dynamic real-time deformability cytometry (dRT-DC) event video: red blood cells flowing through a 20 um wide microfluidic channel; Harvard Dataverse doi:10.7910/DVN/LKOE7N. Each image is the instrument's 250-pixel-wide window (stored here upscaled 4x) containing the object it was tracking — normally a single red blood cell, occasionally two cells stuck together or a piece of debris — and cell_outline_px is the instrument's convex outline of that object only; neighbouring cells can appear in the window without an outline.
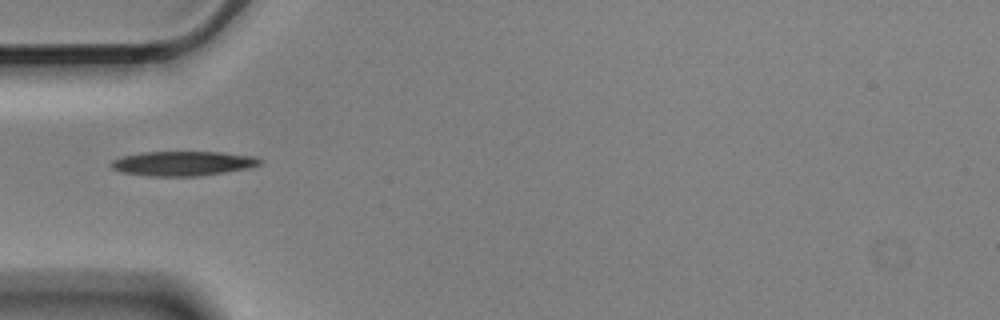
{"species": "Egyptian fruit bat (a non-hibernating species)", "species_latin": "Rousettus aegyptiacus", "temperature_condition": "cold", "stored_images_in_passage": 9, "camera_frame_rate_fps": 3000, "um_per_image_px": 0.085, "animal": {"sex": "male"}, "frame": {"image": 1, "passage_image": 4, "time_ms": 1.0, "image_size_px": [1000, 320], "cell_outline_px": [[264, 160], [260, 164], [248, 168], [200, 176], [148, 176], [120, 172], [112, 168], [112, 160], [120, 156], [140, 152], [220, 152], [256, 156]], "centroid_in_image_um": [15.54, 13.89], "position_along_channel_um": 69.5, "area_um2": 21.44}}
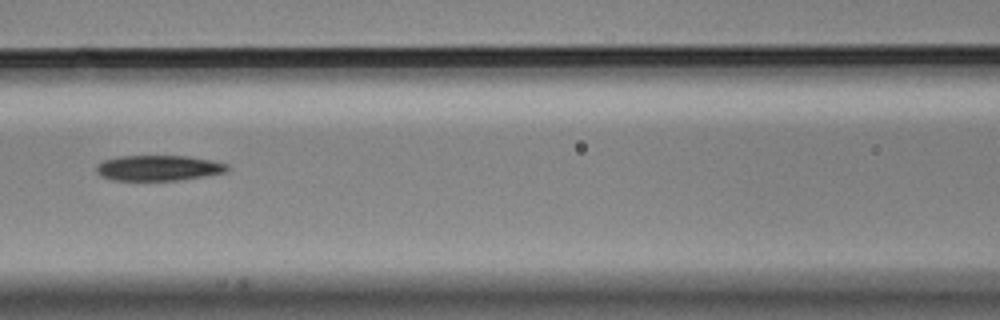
{"frame": {"image": 2, "passage_image": 6, "time_ms": 1.667, "image_size_px": [1000, 320], "cell_outline_px": [[228, 168], [224, 172], [204, 176], [180, 180], [116, 180], [104, 176], [96, 172], [96, 168], [104, 160], [120, 156], [188, 156], [228, 164]], "centroid_in_image_um": [13.48, 14.27], "position_along_channel_um": 153.1, "area_um2": 19.02}}
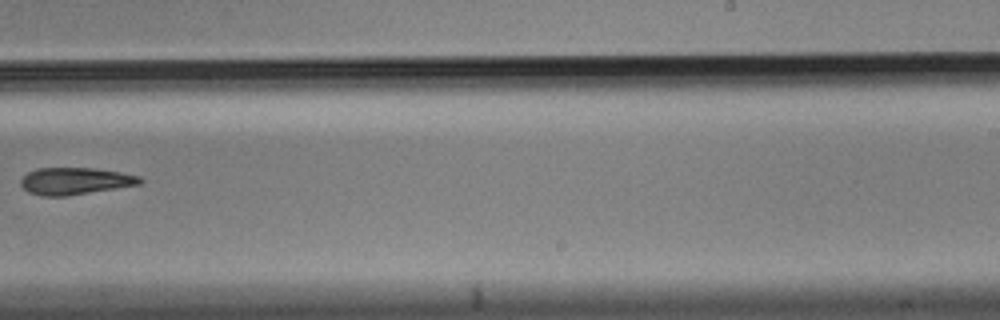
{"frame": {"image": 3, "passage_image": 9, "time_ms": 2.667, "image_size_px": [1000, 320], "cell_outline_px": [[144, 180], [140, 184], [64, 196], [44, 196], [28, 192], [20, 184], [20, 180], [28, 172], [36, 168], [92, 168], [120, 172], [140, 176]], "centroid_in_image_um": [6.37, 15.38], "position_along_channel_um": 282.6, "area_um2": 18.55}}